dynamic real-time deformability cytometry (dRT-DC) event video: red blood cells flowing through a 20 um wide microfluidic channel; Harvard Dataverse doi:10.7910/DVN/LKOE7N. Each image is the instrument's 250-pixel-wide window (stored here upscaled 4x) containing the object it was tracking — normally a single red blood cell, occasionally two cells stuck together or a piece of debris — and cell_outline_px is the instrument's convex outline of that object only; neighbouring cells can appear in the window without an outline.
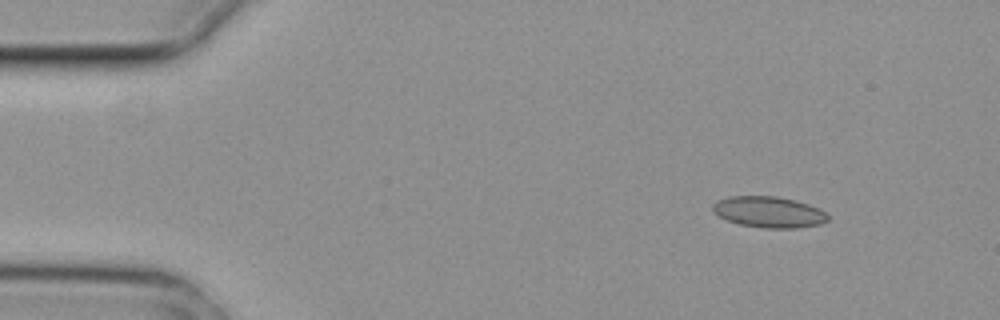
{"species": "common noctule bat (a hibernating species)", "species_latin": "Nyctalus noctula", "temperature_condition": "cold", "stored_images_in_passage": 3, "camera_frame_rate_fps": 3000, "um_per_image_px": 0.085, "animal": {"sex": "female", "body_mass_g": 29.2, "forearm_length_mm": 56.3}, "frame": {"image": 1, "passage_image": 2, "time_ms": 0.333, "image_size_px": [1000, 320], "cell_outline_px": [[828, 220], [820, 224], [796, 228], [764, 228], [740, 224], [728, 220], [712, 212], [712, 204], [716, 200], [728, 196], [776, 196], [796, 200], [820, 208], [828, 212]], "centroid_in_image_um": [65.36, 18.01], "position_along_channel_um": 19.6, "area_um2": 21.04}}